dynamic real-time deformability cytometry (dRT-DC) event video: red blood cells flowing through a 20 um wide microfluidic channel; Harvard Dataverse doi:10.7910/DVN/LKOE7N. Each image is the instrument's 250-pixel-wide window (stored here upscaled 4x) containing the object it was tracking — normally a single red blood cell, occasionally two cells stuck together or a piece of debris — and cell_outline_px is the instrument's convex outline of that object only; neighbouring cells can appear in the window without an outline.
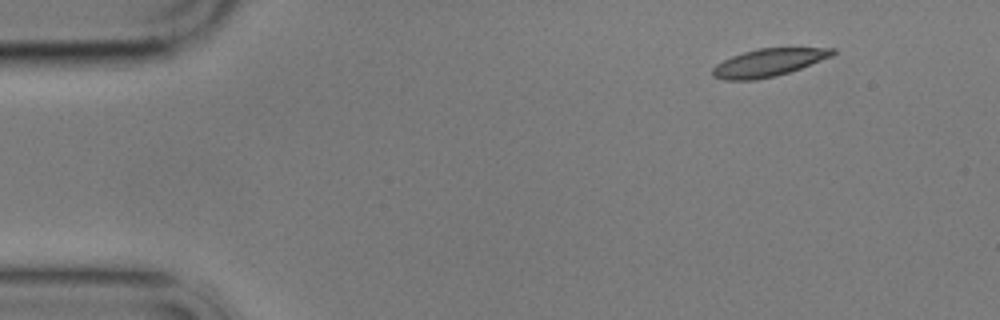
{"species": "common noctule bat (a hibernating species)", "species_latin": "Nyctalus noctula", "temperature_condition": "cold", "stored_images_in_passage": 3, "camera_frame_rate_fps": 3000, "um_per_image_px": 0.085, "animal": {"sex": "male", "body_mass_g": 17.9}, "frame": {"image": 1, "passage_image": 1, "time_ms": 0.0, "image_size_px": [1000, 320], "cell_outline_px": [[836, 52], [832, 56], [800, 68], [776, 76], [756, 80], [724, 80], [712, 76], [712, 68], [716, 64], [732, 56], [744, 52], [760, 48], [836, 48]], "centroid_in_image_um": [65.3, 5.33], "position_along_channel_um": 19.7, "area_um2": 19.25}}